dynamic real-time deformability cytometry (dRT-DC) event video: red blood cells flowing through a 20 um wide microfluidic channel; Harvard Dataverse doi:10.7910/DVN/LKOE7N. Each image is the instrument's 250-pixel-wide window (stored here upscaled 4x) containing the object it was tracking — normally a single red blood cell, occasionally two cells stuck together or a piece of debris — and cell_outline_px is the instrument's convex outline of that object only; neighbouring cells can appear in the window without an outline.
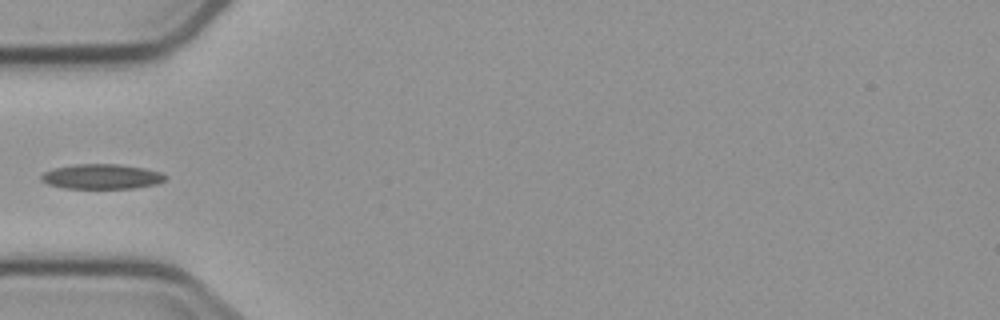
{"species": "common noctule bat (a hibernating species)", "species_latin": "Nyctalus noctula", "temperature_condition": "cold", "stored_images_in_passage": 8, "camera_frame_rate_fps": 3000, "um_per_image_px": 0.085, "animal": {"sex": "male", "body_mass_g": 23.1, "forearm_length_mm": 52.7}, "frame": {"image": 1, "passage_image": 4, "time_ms": 3.667, "image_size_px": [1000, 320], "cell_outline_px": [[168, 176], [164, 180], [156, 184], [136, 188], [64, 188], [48, 184], [40, 180], [40, 176], [44, 172], [52, 168], [76, 164], [120, 164], [144, 168], [160, 172]], "centroid_in_image_um": [8.63, 15.0], "position_along_channel_um": 76.4, "area_um2": 18.09}}
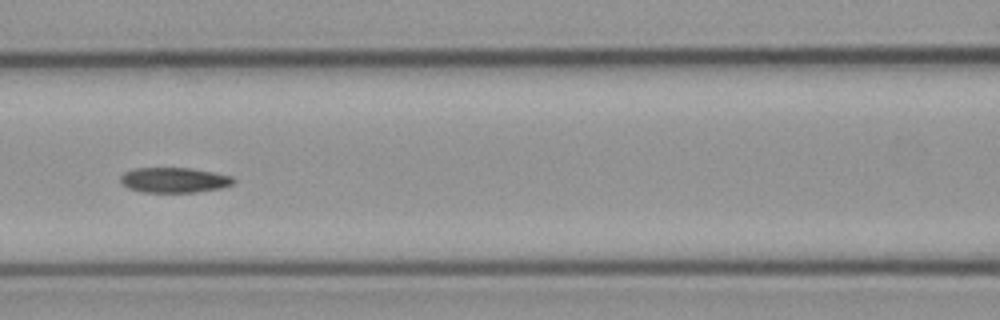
{"frame": {"image": 2, "passage_image": 6, "time_ms": 5.667, "image_size_px": [1000, 320], "cell_outline_px": [[236, 180], [232, 184], [220, 188], [196, 192], [140, 192], [128, 188], [120, 180], [120, 176], [124, 172], [132, 168], [192, 168], [232, 176]], "centroid_in_image_um": [14.78, 15.3], "position_along_channel_um": 151.8, "area_um2": 16.59}}
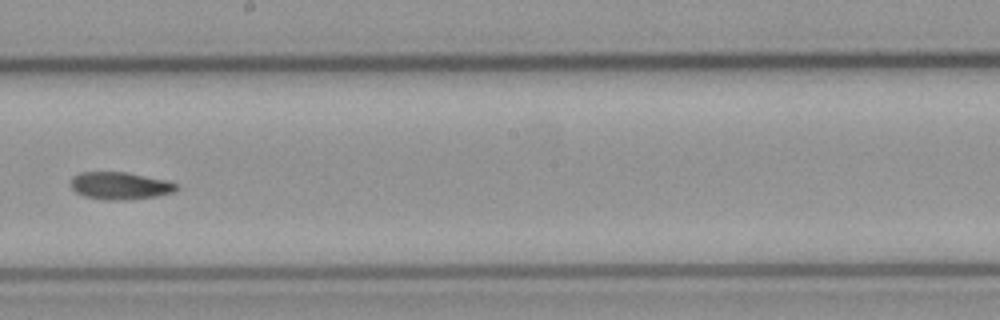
{"frame": {"image": 3, "passage_image": 8, "time_ms": 8.0, "image_size_px": [1000, 320], "cell_outline_px": [[180, 188], [172, 192], [156, 196], [124, 200], [104, 200], [84, 196], [76, 192], [72, 188], [72, 176], [80, 172], [124, 172], [164, 180], [176, 184]], "centroid_in_image_um": [10.17, 15.79], "position_along_channel_um": 238.0, "area_um2": 16.65}}